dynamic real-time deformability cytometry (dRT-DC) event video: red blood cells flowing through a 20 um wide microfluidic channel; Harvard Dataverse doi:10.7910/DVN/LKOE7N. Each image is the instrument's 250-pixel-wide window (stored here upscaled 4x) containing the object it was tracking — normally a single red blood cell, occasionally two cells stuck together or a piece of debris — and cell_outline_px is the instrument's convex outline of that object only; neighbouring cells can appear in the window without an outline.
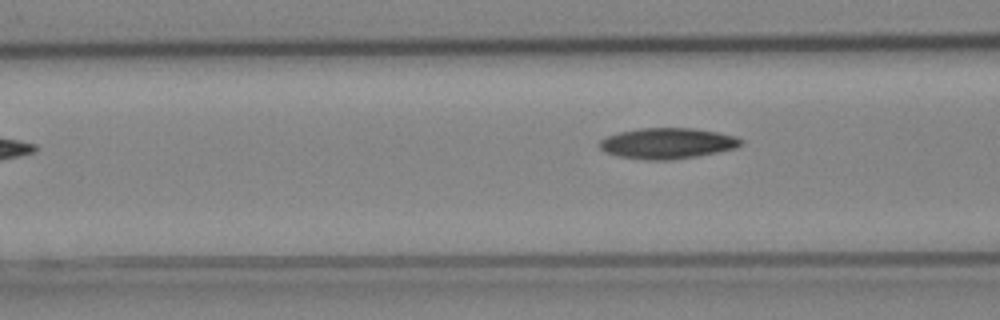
{"species": "Egyptian fruit bat (a non-hibernating species)", "species_latin": "Rousettus aegyptiacus", "temperature_condition": "cold", "stored_images_in_passage": 6, "camera_frame_rate_fps": 3000, "um_per_image_px": 0.085, "animal": {"sex": "female"}, "frame": {"image": 1, "passage_image": 6, "time_ms": 1.667, "image_size_px": [1000, 320], "cell_outline_px": [[744, 144], [736, 148], [696, 156], [672, 160], [644, 160], [620, 156], [604, 152], [596, 144], [600, 140], [608, 136], [620, 132], [640, 128], [692, 128], [720, 132], [736, 136], [744, 140]], "centroid_in_image_um": [56.75, 12.18], "position_along_channel_um": 109.9, "area_um2": 25.55}}